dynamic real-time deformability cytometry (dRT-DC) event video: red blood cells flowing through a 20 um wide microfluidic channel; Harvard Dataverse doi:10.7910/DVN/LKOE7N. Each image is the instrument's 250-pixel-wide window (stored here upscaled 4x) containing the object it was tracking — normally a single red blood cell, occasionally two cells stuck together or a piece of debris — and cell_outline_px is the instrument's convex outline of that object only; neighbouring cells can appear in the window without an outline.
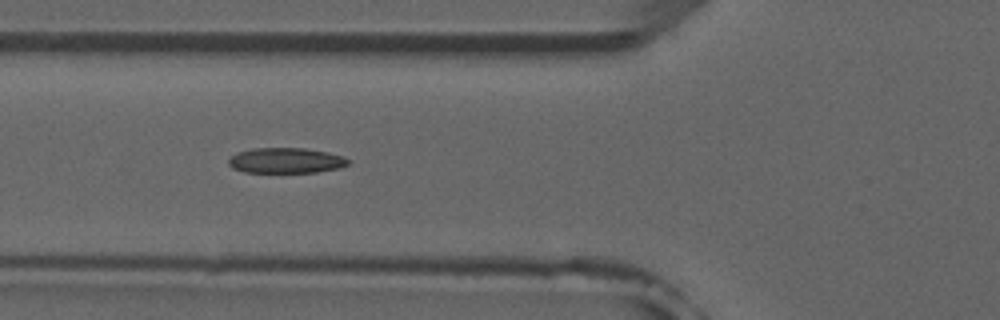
{"species": "common noctule bat (a hibernating species)", "species_latin": "Nyctalus noctula", "temperature_condition": "room temperature", "stored_images_in_passage": 6, "camera_frame_rate_fps": 3000, "um_per_image_px": 0.085, "animal": {"sex": "male", "forearm_length_mm": 52.5}, "frame": {"image": 1, "passage_image": 5, "time_ms": 4.667, "image_size_px": [1000, 320], "cell_outline_px": [[348, 164], [340, 168], [316, 172], [244, 172], [232, 168], [228, 164], [228, 160], [236, 152], [252, 148], [304, 148], [328, 152], [344, 156], [348, 160]], "centroid_in_image_um": [24.29, 13.64], "position_along_channel_um": 101.5, "area_um2": 17.74}}
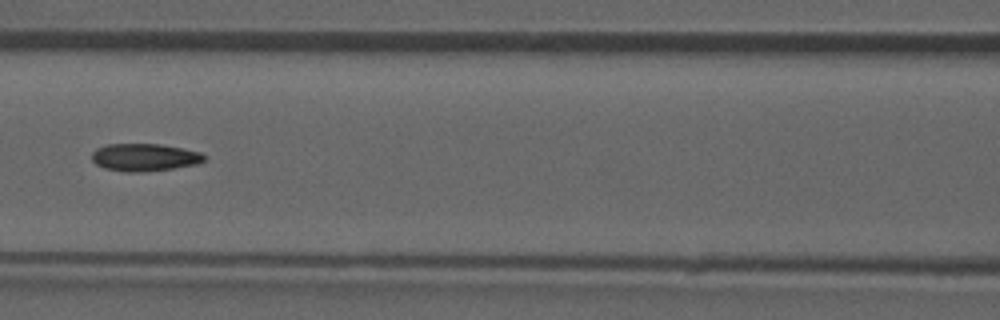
{"frame": {"image": 2, "passage_image": 6, "time_ms": 6.0, "image_size_px": [1000, 320], "cell_outline_px": [[208, 156], [204, 160], [196, 164], [172, 168], [140, 172], [124, 172], [104, 168], [96, 164], [92, 160], [92, 152], [96, 148], [108, 144], [160, 144], [184, 148], [200, 152]], "centroid_in_image_um": [12.28, 13.36], "position_along_channel_um": 154.3, "area_um2": 18.09}}